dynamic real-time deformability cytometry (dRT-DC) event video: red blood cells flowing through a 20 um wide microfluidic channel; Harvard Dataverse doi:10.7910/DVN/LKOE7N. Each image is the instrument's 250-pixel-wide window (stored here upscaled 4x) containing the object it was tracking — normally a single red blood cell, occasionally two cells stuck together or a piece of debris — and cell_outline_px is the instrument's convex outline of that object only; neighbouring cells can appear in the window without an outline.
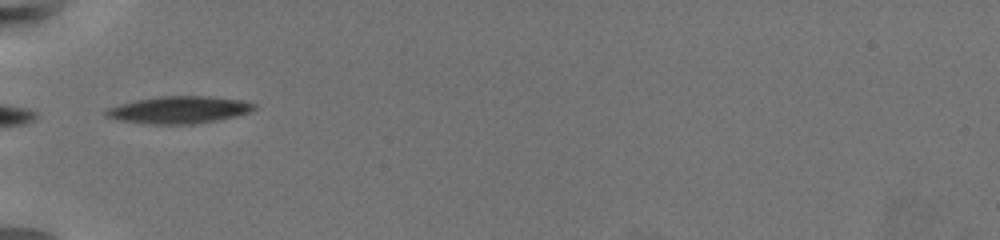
{"species": "common noctule bat (a hibernating species)", "species_latin": "Nyctalus noctula", "temperature_condition": "warm", "stored_images_in_passage": 39, "camera_frame_rate_fps": 3000, "um_per_image_px": 0.085, "animal": {"sex": "female", "body_mass_g": 19.5, "forearm_length_mm": 54.1}, "frame": {"image": 1, "passage_image": 1, "time_ms": 0.0, "image_size_px": [1000, 240], "cell_outline_px": [[256, 108], [248, 112], [236, 116], [216, 120], [192, 124], [148, 124], [116, 120], [104, 116], [104, 112], [108, 108], [120, 104], [136, 100], [160, 96], [208, 96], [240, 100], [256, 104]], "centroid_in_image_um": [15.17, 9.34], "position_along_channel_um": 69.8, "area_um2": 23.41}, "authors_computed_cell_mechanics": {"area_um2": 24.6806, "velocity_mm_per_s": 3.3266, "shape_relaxation_time_tau1_ms": 2.5076, "shape_relaxation_time_tau2_ms": 2.8044, "deformation_change_tau1": 0.1081, "deformation_change_tau2": 0.098}}